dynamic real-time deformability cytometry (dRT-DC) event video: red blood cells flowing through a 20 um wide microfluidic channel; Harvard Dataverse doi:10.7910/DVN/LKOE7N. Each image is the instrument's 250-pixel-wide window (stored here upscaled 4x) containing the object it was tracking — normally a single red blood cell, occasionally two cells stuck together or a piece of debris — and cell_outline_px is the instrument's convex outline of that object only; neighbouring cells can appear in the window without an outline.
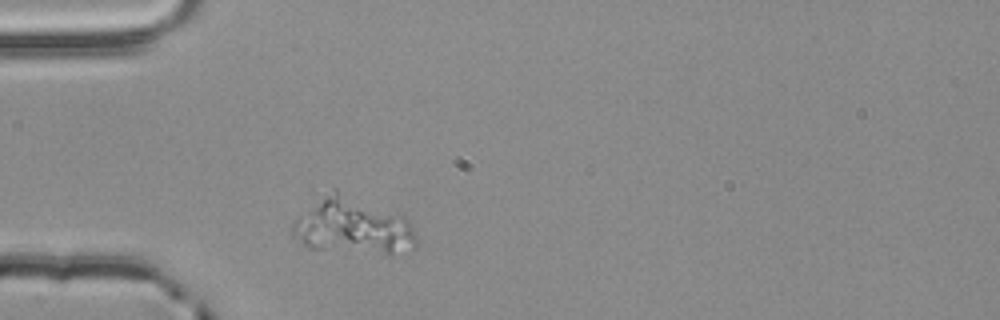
{"species": "common noctule bat (a hibernating species)", "species_latin": "Nyctalus noctula", "temperature_condition": "room temperature", "stored_images_in_passage": 1, "camera_frame_rate_fps": 3000, "um_per_image_px": 0.085, "animal": {"sex": "male", "body_mass_g": 20.4}, "frame": {"image": 1, "passage_image": 1, "time_ms": 0.0, "image_size_px": [1000, 320], "cell_outline_px": [[416, 248], [392, 252], [384, 252], [308, 248], [292, 232], [292, 224], [296, 216], [324, 196], [336, 188], [404, 216], [408, 220], [416, 236]], "centroid_in_image_um": [29.98, 19.18], "position_along_channel_um": 55.0, "area_um2": 39.54}}